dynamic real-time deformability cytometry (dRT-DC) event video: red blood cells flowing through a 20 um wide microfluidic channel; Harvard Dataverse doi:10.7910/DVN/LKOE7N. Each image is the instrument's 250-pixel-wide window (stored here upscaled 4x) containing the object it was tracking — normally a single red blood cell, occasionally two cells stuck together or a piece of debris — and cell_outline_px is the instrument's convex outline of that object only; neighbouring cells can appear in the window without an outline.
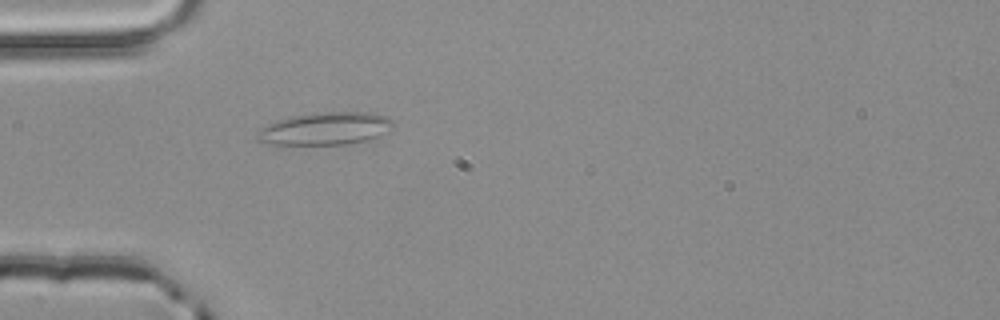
{"species": "common noctule bat (a hibernating species)", "species_latin": "Nyctalus noctula", "temperature_condition": "room temperature", "stored_images_in_passage": 4, "camera_frame_rate_fps": 3000, "um_per_image_px": 0.085, "animal": {"sex": "male", "body_mass_g": 20.4}, "frame": {"image": 1, "passage_image": 4, "time_ms": 1.0, "image_size_px": [1000, 320], "cell_outline_px": [[392, 124], [376, 136], [364, 140], [348, 144], [268, 144], [256, 140], [256, 132], [268, 124], [292, 116], [320, 112], [368, 112], [388, 116], [392, 120]], "centroid_in_image_um": [27.58, 10.92], "position_along_channel_um": 57.4, "area_um2": 25.26}}